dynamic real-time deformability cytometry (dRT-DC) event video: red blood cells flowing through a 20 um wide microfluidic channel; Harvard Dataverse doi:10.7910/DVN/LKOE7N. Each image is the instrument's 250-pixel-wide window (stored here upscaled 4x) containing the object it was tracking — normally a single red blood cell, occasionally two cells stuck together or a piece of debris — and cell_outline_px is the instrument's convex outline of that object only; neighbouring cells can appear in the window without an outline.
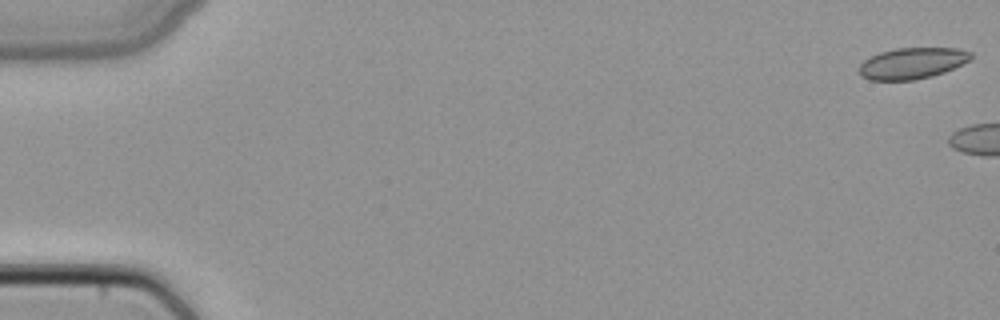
{"species": "common noctule bat (a hibernating species)", "species_latin": "Nyctalus noctula", "temperature_condition": "cold", "stored_images_in_passage": 7, "camera_frame_rate_fps": 3000, "um_per_image_px": 0.085, "animal": {"sex": "female", "body_mass_g": 22.7, "forearm_length_mm": 54.2}, "frame": {"image": 1, "passage_image": 1, "time_ms": 0.0, "image_size_px": [1000, 320], "cell_outline_px": [[972, 60], [944, 72], [932, 76], [916, 80], [868, 80], [860, 76], [860, 64], [864, 60], [880, 52], [896, 48], [956, 48], [972, 52]], "centroid_in_image_um": [77.55, 5.38], "position_along_channel_um": 7.4, "area_um2": 20.4}}
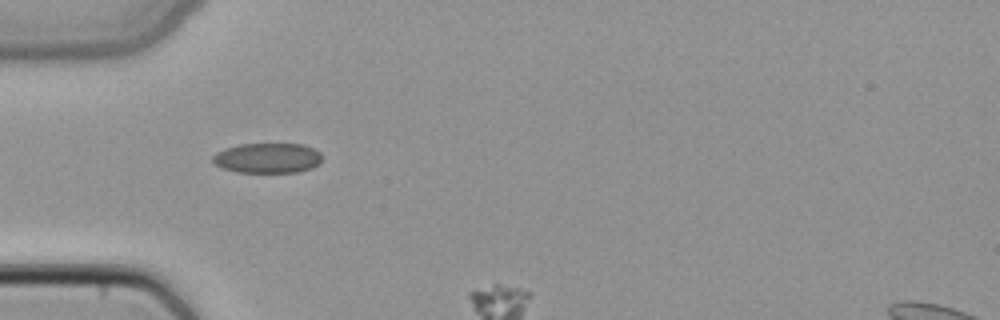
{"frame": {"image": 2, "passage_image": 6, "time_ms": 1.667, "image_size_px": [1000, 320], "cell_outline_px": [[320, 164], [312, 168], [296, 172], [236, 172], [220, 168], [212, 160], [212, 156], [216, 152], [240, 144], [304, 144], [320, 152]], "centroid_in_image_um": [22.73, 13.44], "position_along_channel_um": 62.3, "area_um2": 19.13}}